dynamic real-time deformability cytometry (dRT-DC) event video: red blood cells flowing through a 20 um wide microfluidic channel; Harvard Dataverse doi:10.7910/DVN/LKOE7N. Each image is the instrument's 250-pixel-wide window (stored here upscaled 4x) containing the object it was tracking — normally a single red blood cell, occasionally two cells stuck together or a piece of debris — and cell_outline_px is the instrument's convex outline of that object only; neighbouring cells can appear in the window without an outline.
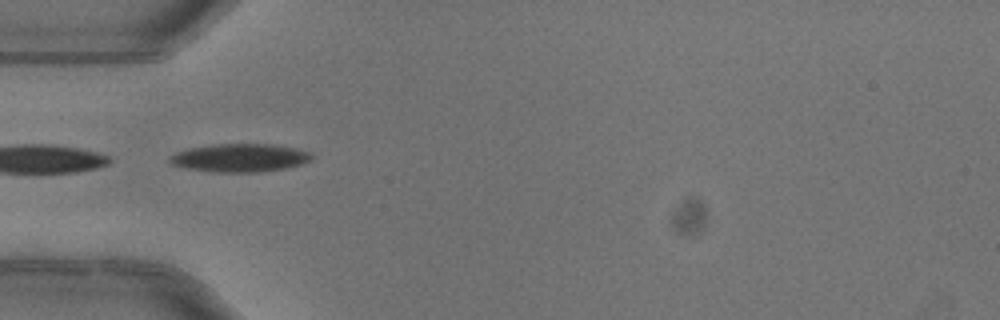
{"species": "common noctule bat (a hibernating species)", "species_latin": "Nyctalus noctula", "temperature_condition": "warm", "stored_images_in_passage": 3, "camera_frame_rate_fps": 3000, "um_per_image_px": 0.085, "animal": {"sex": "female"}, "frame": {"image": 1, "passage_image": 1, "time_ms": 0.0, "image_size_px": [1000, 320], "cell_outline_px": [[312, 160], [288, 168], [260, 172], [216, 172], [184, 168], [172, 164], [168, 160], [168, 156], [176, 152], [188, 148], [212, 144], [272, 144], [312, 152]], "centroid_in_image_um": [20.36, 13.41], "position_along_channel_um": 64.6, "area_um2": 23.47}}